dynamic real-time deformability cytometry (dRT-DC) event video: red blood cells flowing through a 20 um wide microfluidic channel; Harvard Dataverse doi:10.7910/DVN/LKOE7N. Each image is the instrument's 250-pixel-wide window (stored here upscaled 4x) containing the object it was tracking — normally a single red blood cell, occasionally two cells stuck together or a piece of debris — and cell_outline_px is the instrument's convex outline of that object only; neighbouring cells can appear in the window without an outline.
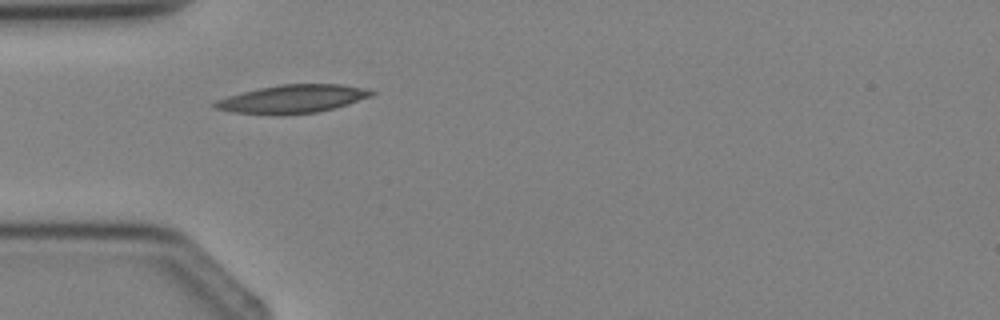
{"species": "Egyptian fruit bat (a non-hibernating species)", "species_latin": "Rousettus aegyptiacus", "temperature_condition": "cold", "stored_images_in_passage": 2, "camera_frame_rate_fps": 3000, "um_per_image_px": 0.085, "animal": {"sex": "female"}, "frame": {"image": 1, "passage_image": 2, "time_ms": 1.0, "image_size_px": [1000, 320], "cell_outline_px": [[376, 92], [372, 96], [336, 108], [316, 112], [284, 116], [276, 116], [232, 112], [216, 108], [212, 104], [216, 100], [228, 96], [260, 88], [280, 84], [340, 84], [368, 88]], "centroid_in_image_um": [24.9, 8.42], "position_along_channel_um": 60.1, "area_um2": 26.07}}